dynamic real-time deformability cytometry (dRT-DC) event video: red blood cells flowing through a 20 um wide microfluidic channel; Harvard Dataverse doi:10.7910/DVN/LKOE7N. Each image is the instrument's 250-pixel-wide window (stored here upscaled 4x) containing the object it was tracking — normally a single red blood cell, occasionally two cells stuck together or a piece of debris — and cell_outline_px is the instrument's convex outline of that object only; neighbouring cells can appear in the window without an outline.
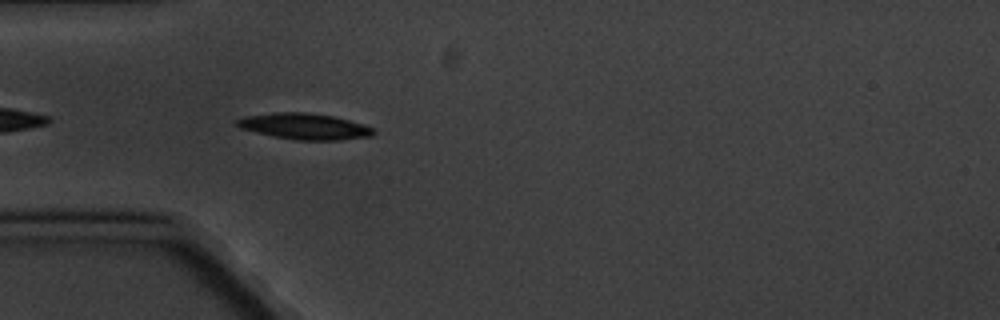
{"species": "common noctule bat (a hibernating species)", "species_latin": "Nyctalus noctula", "temperature_condition": "cold", "stored_images_in_passage": 2, "camera_frame_rate_fps": 3000, "um_per_image_px": 0.085, "animal": {"sex": "male", "body_mass_g": 20.1, "forearm_length_mm": 53.5}, "frame": {"image": 1, "passage_image": 2, "time_ms": 1.0, "image_size_px": [1000, 320], "cell_outline_px": [[376, 132], [372, 136], [340, 140], [296, 140], [256, 132], [240, 128], [232, 124], [236, 120], [244, 116], [272, 112], [304, 112], [332, 116], [348, 120], [372, 128]], "centroid_in_image_um": [25.82, 10.74], "position_along_channel_um": 59.2, "area_um2": 20.63}}